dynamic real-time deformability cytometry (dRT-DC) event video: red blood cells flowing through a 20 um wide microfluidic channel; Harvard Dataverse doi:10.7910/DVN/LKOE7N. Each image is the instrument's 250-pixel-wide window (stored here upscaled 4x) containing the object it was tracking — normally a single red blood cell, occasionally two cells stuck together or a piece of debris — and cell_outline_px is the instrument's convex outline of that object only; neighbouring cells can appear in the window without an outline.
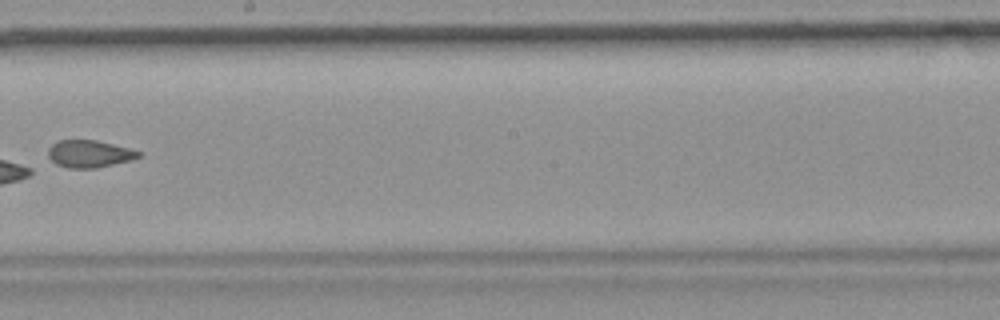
{"species": "common noctule bat (a hibernating species)", "species_latin": "Nyctalus noctula", "temperature_condition": "room temperature", "stored_images_in_passage": 10, "camera_frame_rate_fps": 3000, "um_per_image_px": 0.085, "animal": {"sex": "female", "body_mass_g": 19.9}, "frame": {"image": 1, "passage_image": 10, "time_ms": 10.667, "image_size_px": [1000, 320], "cell_outline_px": [[140, 156], [128, 160], [96, 168], [68, 168], [56, 164], [48, 160], [48, 148], [56, 140], [96, 140], [128, 148], [140, 152]], "centroid_in_image_um": [7.5, 13.07], "position_along_channel_um": 240.7, "area_um2": 14.28}}